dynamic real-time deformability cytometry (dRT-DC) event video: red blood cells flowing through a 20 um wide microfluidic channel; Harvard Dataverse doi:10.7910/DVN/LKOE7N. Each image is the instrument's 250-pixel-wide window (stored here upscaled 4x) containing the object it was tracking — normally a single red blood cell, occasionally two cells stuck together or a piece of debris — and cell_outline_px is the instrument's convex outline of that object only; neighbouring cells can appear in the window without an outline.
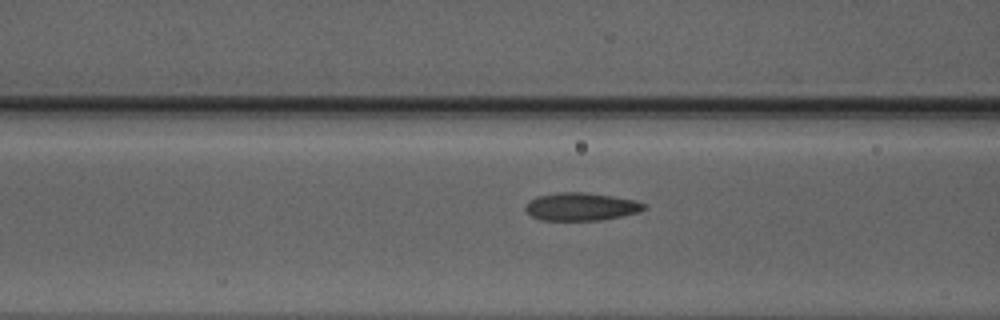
{"species": "Egyptian fruit bat (a non-hibernating species)", "species_latin": "Rousettus aegyptiacus", "temperature_condition": "warm", "stored_images_in_passage": 8, "camera_frame_rate_fps": 3000, "um_per_image_px": 0.085, "animal": {"sex": "male"}, "frame": {"image": 1, "passage_image": 6, "time_ms": 1.667, "image_size_px": [1000, 320], "cell_outline_px": [[648, 208], [640, 212], [600, 220], [540, 220], [532, 216], [524, 208], [528, 200], [536, 196], [556, 192], [584, 192], [612, 196], [636, 200], [644, 204]], "centroid_in_image_um": [49.38, 17.56], "position_along_channel_um": 117.2, "area_um2": 19.36}}